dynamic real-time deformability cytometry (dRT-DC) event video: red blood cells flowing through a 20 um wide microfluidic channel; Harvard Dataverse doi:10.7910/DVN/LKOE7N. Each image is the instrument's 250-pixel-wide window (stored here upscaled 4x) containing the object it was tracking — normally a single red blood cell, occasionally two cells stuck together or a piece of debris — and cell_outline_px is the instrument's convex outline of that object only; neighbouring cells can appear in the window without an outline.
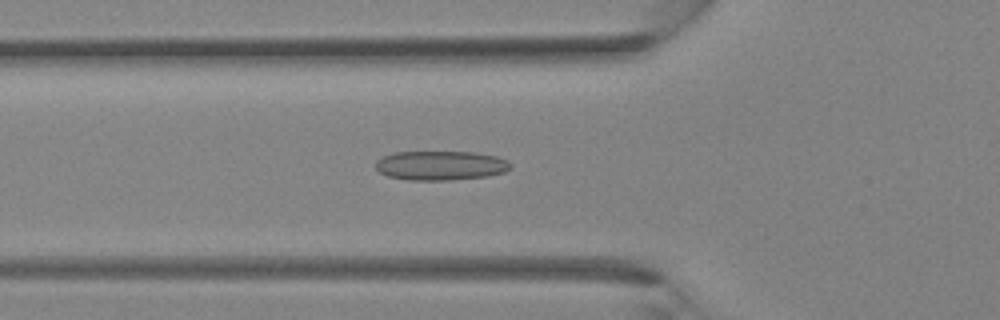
{"species": "Egyptian fruit bat (a non-hibernating species)", "species_latin": "Rousettus aegyptiacus", "temperature_condition": "room temperature", "stored_images_in_passage": 37, "camera_frame_rate_fps": 3000, "um_per_image_px": 0.085, "animal": {"sex": "female"}, "frame": {"image": 1, "passage_image": 13, "time_ms": 4.0, "image_size_px": [1000, 320], "cell_outline_px": [[512, 168], [504, 172], [488, 176], [448, 180], [408, 180], [388, 176], [380, 172], [376, 168], [376, 160], [384, 156], [396, 152], [472, 152], [496, 156], [508, 160], [512, 164]], "centroid_in_image_um": [37.48, 14.07], "position_along_channel_um": 88.3, "area_um2": 23.06}}
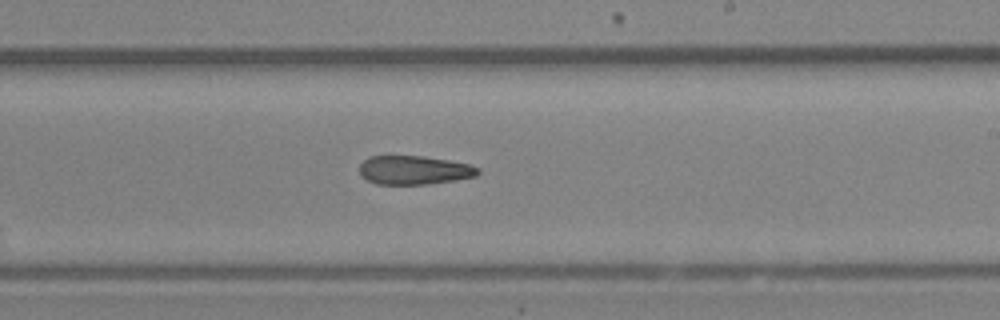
{"frame": {"image": 2, "passage_image": 22, "time_ms": 7.0, "image_size_px": [1000, 320], "cell_outline_px": [[480, 172], [476, 176], [428, 184], [376, 184], [360, 176], [360, 164], [368, 156], [424, 156], [472, 164], [480, 168]], "centroid_in_image_um": [35.2, 14.45], "position_along_channel_um": 253.8, "area_um2": 19.94}}
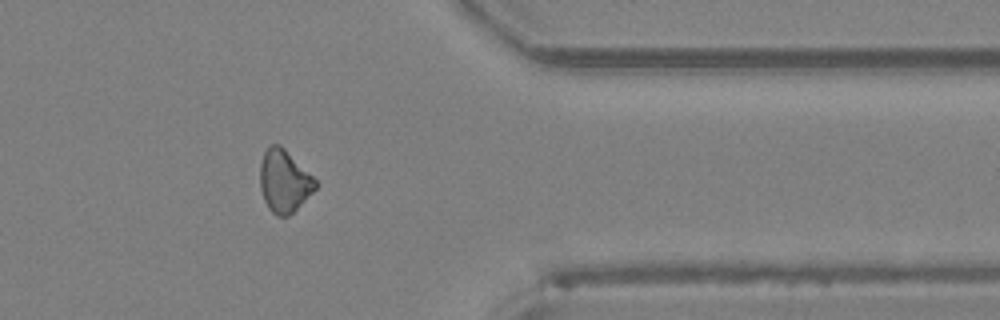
{"frame": {"image": 3, "passage_image": 30, "time_ms": 9.667, "image_size_px": [1000, 320], "cell_outline_px": [[316, 188], [288, 216], [276, 216], [268, 208], [264, 200], [260, 188], [260, 164], [264, 152], [268, 144], [280, 144], [316, 180]], "centroid_in_image_um": [24.11, 15.38], "position_along_channel_um": 387.3, "area_um2": 19.88}}